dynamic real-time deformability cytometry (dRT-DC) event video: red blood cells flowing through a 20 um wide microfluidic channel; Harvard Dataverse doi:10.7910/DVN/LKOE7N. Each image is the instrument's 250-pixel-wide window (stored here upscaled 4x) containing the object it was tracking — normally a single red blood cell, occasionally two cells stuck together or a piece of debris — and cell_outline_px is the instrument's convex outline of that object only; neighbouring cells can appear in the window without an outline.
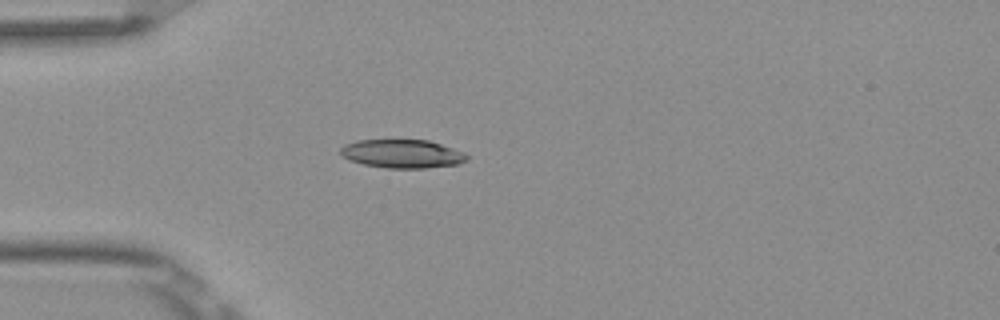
{"species": "Egyptian fruit bat (a non-hibernating species)", "species_latin": "Rousettus aegyptiacus", "temperature_condition": "room temperature", "stored_images_in_passage": 2, "camera_frame_rate_fps": 3000, "um_per_image_px": 0.085, "frame": {"image": 1, "passage_image": 1, "time_ms": 0.0, "image_size_px": [1000, 320], "cell_outline_px": [[468, 160], [456, 164], [424, 168], [388, 168], [364, 164], [348, 160], [340, 156], [340, 148], [344, 144], [356, 140], [428, 140], [464, 152], [468, 156]], "centroid_in_image_um": [34.14, 13.07], "position_along_channel_um": 50.9, "area_um2": 20.98}}